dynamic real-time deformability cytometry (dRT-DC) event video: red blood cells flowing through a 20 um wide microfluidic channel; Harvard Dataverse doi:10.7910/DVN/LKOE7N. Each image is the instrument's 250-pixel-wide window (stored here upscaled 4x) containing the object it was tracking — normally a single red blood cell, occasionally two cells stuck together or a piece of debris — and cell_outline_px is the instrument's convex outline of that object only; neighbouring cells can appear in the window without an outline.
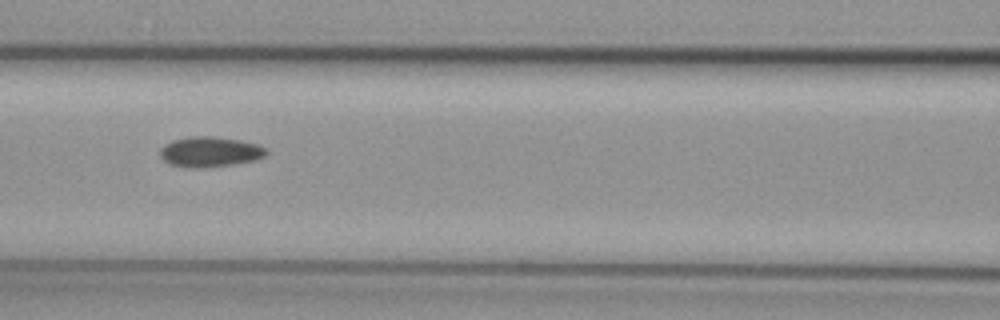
{"species": "common noctule bat (a hibernating species)", "species_latin": "Nyctalus noctula", "temperature_condition": "cold", "stored_images_in_passage": 8, "camera_frame_rate_fps": 3000, "um_per_image_px": 0.085, "animal": {"sex": "female", "body_mass_g": 29.2, "forearm_length_mm": 56.3}, "frame": {"image": 1, "passage_image": 8, "time_ms": 8.333, "image_size_px": [1000, 320], "cell_outline_px": [[268, 152], [264, 156], [256, 160], [232, 164], [204, 168], [188, 168], [168, 164], [160, 156], [160, 148], [164, 144], [172, 140], [192, 136], [208, 136], [240, 140], [256, 144], [264, 148]], "centroid_in_image_um": [17.8, 12.91], "position_along_channel_um": 148.8, "area_um2": 18.73}}